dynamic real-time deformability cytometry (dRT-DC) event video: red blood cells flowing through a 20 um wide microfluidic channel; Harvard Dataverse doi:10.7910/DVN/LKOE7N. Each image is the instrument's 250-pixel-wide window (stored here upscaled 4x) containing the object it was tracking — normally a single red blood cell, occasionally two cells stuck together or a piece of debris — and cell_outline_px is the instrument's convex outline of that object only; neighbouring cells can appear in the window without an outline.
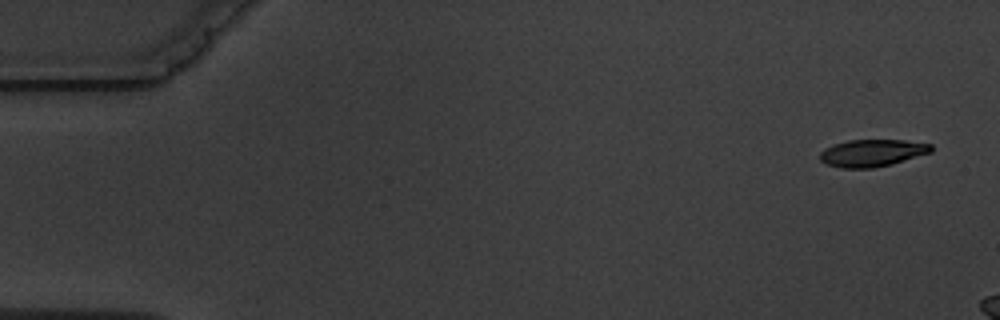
{"species": "common noctule bat (a hibernating species)", "species_latin": "Nyctalus noctula", "temperature_condition": "warm", "stored_images_in_passage": 4, "camera_frame_rate_fps": 3000, "um_per_image_px": 0.085, "animal": {"sex": "male", "body_mass_g": 19.5, "forearm_length_mm": 54.6}, "frame": {"image": 1, "passage_image": 1, "time_ms": 0.0, "image_size_px": [1000, 320], "cell_outline_px": [[932, 152], [892, 164], [872, 168], [840, 168], [824, 164], [820, 160], [820, 152], [824, 148], [832, 144], [848, 140], [904, 140], [932, 144]], "centroid_in_image_um": [74.1, 13.0], "position_along_channel_um": 10.9, "area_um2": 17.8}}